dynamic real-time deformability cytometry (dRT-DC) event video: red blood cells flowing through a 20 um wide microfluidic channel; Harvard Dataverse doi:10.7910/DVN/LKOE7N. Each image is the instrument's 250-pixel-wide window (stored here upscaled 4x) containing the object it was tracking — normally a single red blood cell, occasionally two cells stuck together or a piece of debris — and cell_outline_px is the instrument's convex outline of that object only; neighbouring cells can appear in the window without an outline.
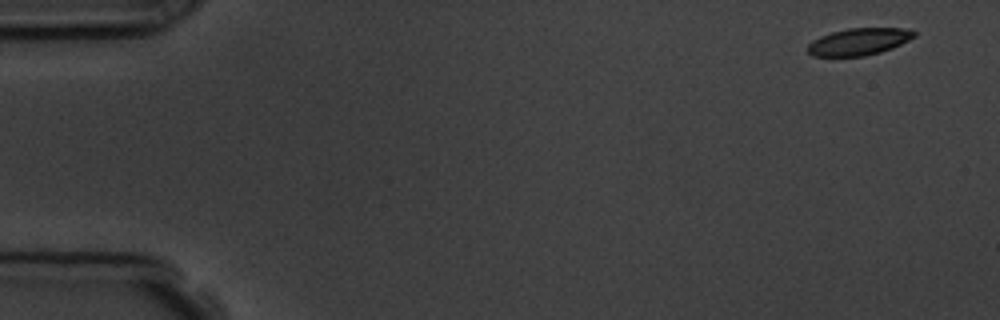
{"species": "common noctule bat (a hibernating species)", "species_latin": "Nyctalus noctula", "temperature_condition": "room temperature", "stored_images_in_passage": 4, "camera_frame_rate_fps": 3000, "um_per_image_px": 0.085, "animal": {"sex": "male", "body_mass_g": 19.5, "forearm_length_mm": 54.6}, "frame": {"image": 1, "passage_image": 1, "time_ms": 0.0, "image_size_px": [1000, 320], "cell_outline_px": [[916, 36], [892, 48], [880, 52], [864, 56], [812, 56], [808, 52], [808, 44], [812, 40], [820, 36], [832, 32], [848, 28], [904, 28], [916, 32]], "centroid_in_image_um": [72.99, 3.54], "position_along_channel_um": 12.0, "area_um2": 16.7}}
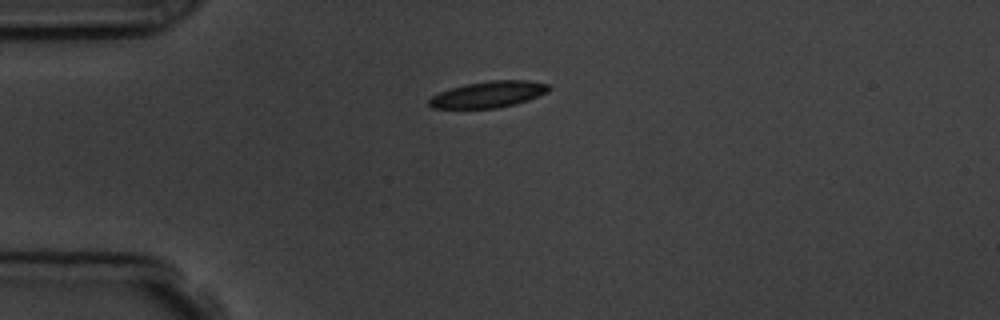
{"frame": {"image": 2, "passage_image": 4, "time_ms": 3.667, "image_size_px": [1000, 320], "cell_outline_px": [[552, 88], [548, 92], [528, 100], [516, 104], [496, 108], [432, 108], [428, 104], [428, 100], [432, 96], [440, 92], [452, 88], [468, 84], [488, 80], [528, 80], [548, 84]], "centroid_in_image_um": [41.55, 8.02], "position_along_channel_um": 43.4, "area_um2": 18.32}}